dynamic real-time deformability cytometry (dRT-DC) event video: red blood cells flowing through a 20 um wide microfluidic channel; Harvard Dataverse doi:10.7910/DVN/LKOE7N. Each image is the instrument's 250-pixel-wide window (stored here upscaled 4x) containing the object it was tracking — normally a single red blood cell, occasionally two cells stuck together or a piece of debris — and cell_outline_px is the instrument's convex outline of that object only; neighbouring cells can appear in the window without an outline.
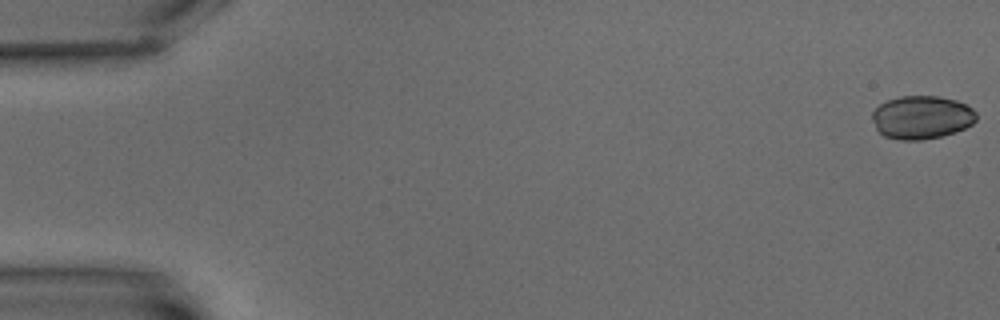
{"species": "common noctule bat (a hibernating species)", "species_latin": "Nyctalus noctula", "temperature_condition": "warm", "stored_images_in_passage": 8, "camera_frame_rate_fps": 3000, "um_per_image_px": 0.085, "animal": {"sex": "male", "body_mass_g": 15.6}, "frame": {"image": 1, "passage_image": 1, "time_ms": 0.0, "image_size_px": [1000, 320], "cell_outline_px": [[976, 120], [972, 124], [956, 132], [940, 136], [920, 140], [900, 140], [884, 136], [876, 128], [872, 120], [872, 112], [880, 104], [888, 100], [900, 96], [940, 96], [956, 100], [972, 108], [976, 112]], "centroid_in_image_um": [78.34, 9.97], "position_along_channel_um": 6.7, "area_um2": 26.24}}
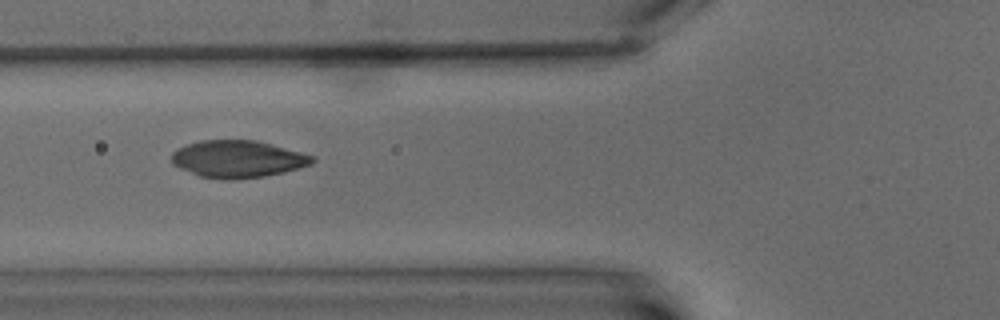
{"frame": {"image": 2, "passage_image": 7, "time_ms": 8.0, "image_size_px": [1000, 320], "cell_outline_px": [[316, 160], [312, 164], [284, 172], [264, 176], [228, 180], [200, 176], [180, 168], [172, 164], [172, 152], [176, 148], [200, 140], [256, 140], [316, 156]], "centroid_in_image_um": [20.22, 13.51], "position_along_channel_um": 105.6, "area_um2": 30.46}}
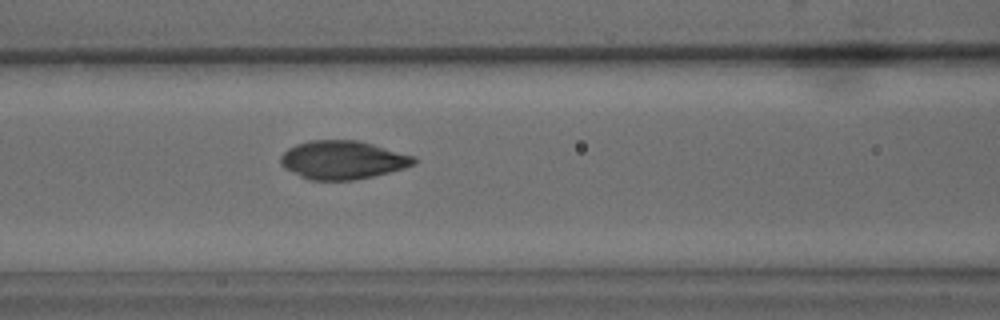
{"frame": {"image": 3, "passage_image": 8, "time_ms": 9.0, "image_size_px": [1000, 320], "cell_outline_px": [[416, 164], [404, 168], [372, 176], [352, 180], [308, 180], [284, 168], [280, 164], [280, 156], [288, 148], [296, 144], [308, 140], [356, 140], [372, 144], [416, 156]], "centroid_in_image_um": [29.11, 13.59], "position_along_channel_um": 137.5, "area_um2": 29.88}}